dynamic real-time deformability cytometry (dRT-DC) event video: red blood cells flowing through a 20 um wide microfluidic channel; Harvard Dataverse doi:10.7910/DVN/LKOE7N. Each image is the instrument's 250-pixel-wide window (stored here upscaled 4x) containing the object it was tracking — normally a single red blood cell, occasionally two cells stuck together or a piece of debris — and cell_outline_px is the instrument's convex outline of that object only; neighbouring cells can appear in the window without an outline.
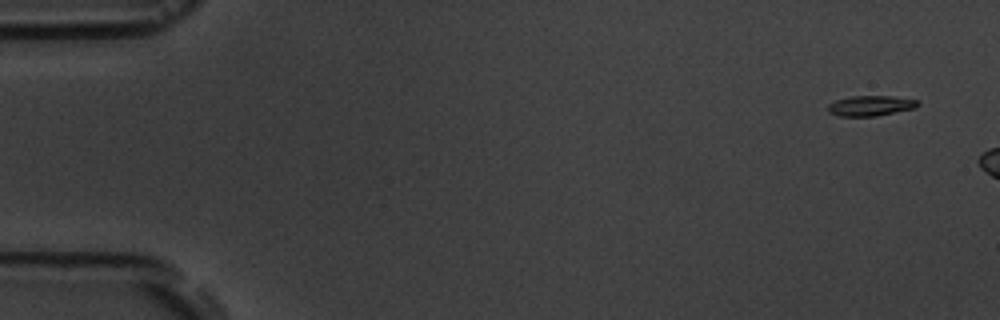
{"species": "common noctule bat (a hibernating species)", "species_latin": "Nyctalus noctula", "temperature_condition": "room temperature", "stored_images_in_passage": 3, "camera_frame_rate_fps": 3000, "um_per_image_px": 0.085, "animal": {"sex": "male", "body_mass_g": 19.5, "forearm_length_mm": 54.6}, "frame": {"image": 1, "passage_image": 1, "time_ms": 0.0, "image_size_px": [1000, 320], "cell_outline_px": [[920, 104], [916, 108], [876, 116], [840, 116], [828, 112], [828, 104], [836, 100], [852, 96], [892, 96], [916, 100]], "centroid_in_image_um": [74.0, 8.99], "position_along_channel_um": 11.0, "area_um2": 10.58}}